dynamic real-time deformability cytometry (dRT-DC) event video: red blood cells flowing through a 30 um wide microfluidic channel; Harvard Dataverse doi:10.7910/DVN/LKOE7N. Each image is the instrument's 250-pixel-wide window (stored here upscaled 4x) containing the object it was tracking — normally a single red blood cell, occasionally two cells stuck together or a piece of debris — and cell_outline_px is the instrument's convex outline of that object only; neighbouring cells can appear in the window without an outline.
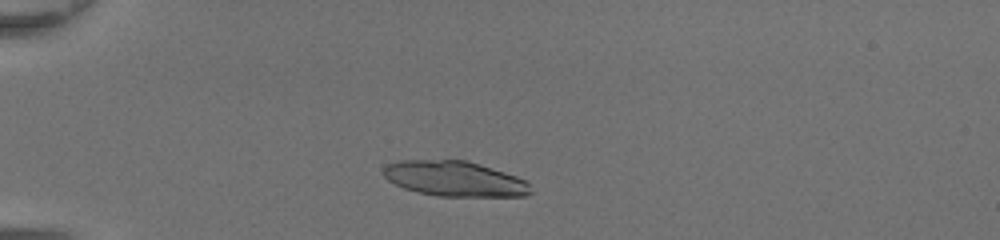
{"species": "common noctule bat (a hibernating species)", "species_latin": "Nyctalus noctula", "temperature_condition": "room temperature", "stored_images_in_passage": 41, "camera_frame_rate_fps": 3000, "um_per_image_px": 0.085, "animal": {"sex": "female", "body_mass_g": 20.0, "forearm_length_mm": 54.0}, "frame": {"image": 1, "passage_image": 7, "time_ms": 2.0, "image_size_px": [1000, 240], "cell_outline_px": [[532, 192], [524, 196], [436, 196], [416, 192], [404, 188], [388, 180], [384, 176], [384, 168], [388, 164], [400, 160], [464, 160], [504, 172], [528, 180]], "centroid_in_image_um": [38.65, 15.2], "position_along_channel_um": 46.3, "area_um2": 30.06}}